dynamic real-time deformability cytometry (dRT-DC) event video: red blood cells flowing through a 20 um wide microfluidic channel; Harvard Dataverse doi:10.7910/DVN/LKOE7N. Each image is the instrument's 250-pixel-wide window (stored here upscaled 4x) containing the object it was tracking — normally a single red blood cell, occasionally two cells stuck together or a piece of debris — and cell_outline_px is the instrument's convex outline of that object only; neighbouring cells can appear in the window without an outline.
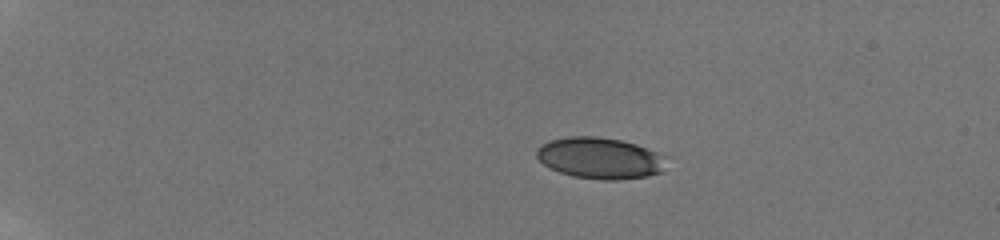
{"species": "human", "species_latin": "Homo sapiens", "temperature_condition": "room temperature", "stored_images_in_passage": 20, "camera_frame_rate_fps": 3000, "um_per_image_px": 0.085, "donor": {"sex": "male"}, "frame": {"image": 1, "passage_image": 1, "time_ms": 0.0, "image_size_px": [1000, 240], "cell_outline_px": [[664, 156], [660, 172], [648, 176], [616, 180], [600, 180], [572, 176], [560, 172], [544, 164], [536, 156], [536, 148], [548, 140], [568, 136], [596, 136], [620, 140], [636, 144], [656, 152]], "centroid_in_image_um": [50.93, 13.43], "position_along_channel_um": 34.1, "area_um2": 30.98}}
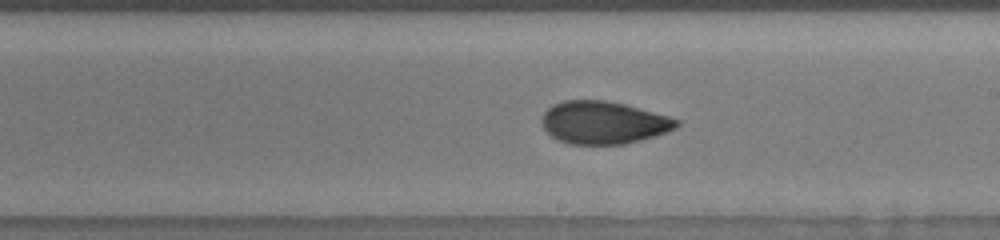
{"frame": {"image": 2, "passage_image": 17, "time_ms": 8.0, "image_size_px": [1000, 240], "cell_outline_px": [[680, 124], [676, 128], [656, 136], [624, 144], [568, 144], [556, 140], [540, 124], [540, 116], [552, 104], [564, 100], [604, 100], [624, 104], [668, 116], [680, 120]], "centroid_in_image_um": [51.26, 10.42], "position_along_channel_um": 237.7, "area_um2": 33.7}}
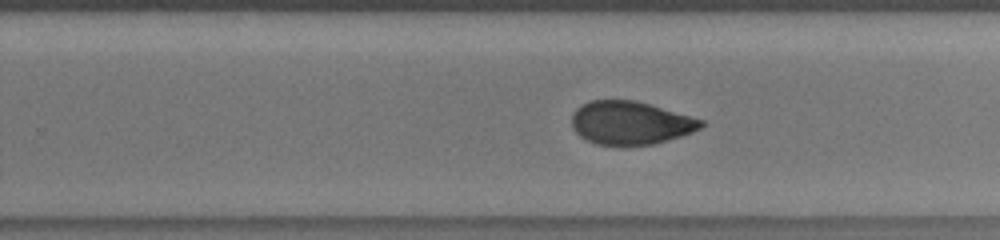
{"frame": {"image": 3, "passage_image": 19, "time_ms": 9.0, "image_size_px": [1000, 240], "cell_outline_px": [[704, 124], [700, 128], [692, 132], [680, 136], [652, 144], [596, 144], [580, 136], [572, 128], [572, 116], [576, 108], [588, 100], [632, 100], [648, 104], [704, 120]], "centroid_in_image_um": [53.55, 10.43], "position_along_channel_um": 276.2, "area_um2": 32.02}}